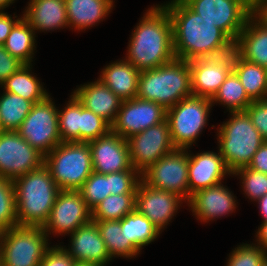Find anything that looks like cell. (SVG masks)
<instances>
[{"label":"cell","instance_id":"cell-20","mask_svg":"<svg viewBox=\"0 0 267 266\" xmlns=\"http://www.w3.org/2000/svg\"><path fill=\"white\" fill-rule=\"evenodd\" d=\"M234 197L220 182L194 192L187 202L196 217L207 222L212 218H219V216H225L229 212L232 213L236 208Z\"/></svg>","mask_w":267,"mask_h":266},{"label":"cell","instance_id":"cell-24","mask_svg":"<svg viewBox=\"0 0 267 266\" xmlns=\"http://www.w3.org/2000/svg\"><path fill=\"white\" fill-rule=\"evenodd\" d=\"M23 18L35 30H56L67 27L65 0H30Z\"/></svg>","mask_w":267,"mask_h":266},{"label":"cell","instance_id":"cell-28","mask_svg":"<svg viewBox=\"0 0 267 266\" xmlns=\"http://www.w3.org/2000/svg\"><path fill=\"white\" fill-rule=\"evenodd\" d=\"M32 65L25 64L17 72L7 78L1 87L9 93L19 95L23 99L38 103L50 96L40 81L30 73Z\"/></svg>","mask_w":267,"mask_h":266},{"label":"cell","instance_id":"cell-48","mask_svg":"<svg viewBox=\"0 0 267 266\" xmlns=\"http://www.w3.org/2000/svg\"><path fill=\"white\" fill-rule=\"evenodd\" d=\"M257 246H260L264 251L267 252V222H263L258 228L257 234Z\"/></svg>","mask_w":267,"mask_h":266},{"label":"cell","instance_id":"cell-9","mask_svg":"<svg viewBox=\"0 0 267 266\" xmlns=\"http://www.w3.org/2000/svg\"><path fill=\"white\" fill-rule=\"evenodd\" d=\"M204 23L223 30L234 42L253 15V0H183Z\"/></svg>","mask_w":267,"mask_h":266},{"label":"cell","instance_id":"cell-1","mask_svg":"<svg viewBox=\"0 0 267 266\" xmlns=\"http://www.w3.org/2000/svg\"><path fill=\"white\" fill-rule=\"evenodd\" d=\"M172 24L173 49L177 59L190 61L217 57L235 50V42L220 28L204 23L183 0L163 5Z\"/></svg>","mask_w":267,"mask_h":266},{"label":"cell","instance_id":"cell-36","mask_svg":"<svg viewBox=\"0 0 267 266\" xmlns=\"http://www.w3.org/2000/svg\"><path fill=\"white\" fill-rule=\"evenodd\" d=\"M18 226L13 180L0 176V232Z\"/></svg>","mask_w":267,"mask_h":266},{"label":"cell","instance_id":"cell-17","mask_svg":"<svg viewBox=\"0 0 267 266\" xmlns=\"http://www.w3.org/2000/svg\"><path fill=\"white\" fill-rule=\"evenodd\" d=\"M183 200L176 193L153 188L141 179L135 193V209L162 231Z\"/></svg>","mask_w":267,"mask_h":266},{"label":"cell","instance_id":"cell-47","mask_svg":"<svg viewBox=\"0 0 267 266\" xmlns=\"http://www.w3.org/2000/svg\"><path fill=\"white\" fill-rule=\"evenodd\" d=\"M253 15L267 27V0H253Z\"/></svg>","mask_w":267,"mask_h":266},{"label":"cell","instance_id":"cell-8","mask_svg":"<svg viewBox=\"0 0 267 266\" xmlns=\"http://www.w3.org/2000/svg\"><path fill=\"white\" fill-rule=\"evenodd\" d=\"M212 105L210 98L192 95L167 109L166 120L176 149H189L206 126Z\"/></svg>","mask_w":267,"mask_h":266},{"label":"cell","instance_id":"cell-41","mask_svg":"<svg viewBox=\"0 0 267 266\" xmlns=\"http://www.w3.org/2000/svg\"><path fill=\"white\" fill-rule=\"evenodd\" d=\"M139 174L137 170L110 173L111 194L136 193L138 184L141 181V175Z\"/></svg>","mask_w":267,"mask_h":266},{"label":"cell","instance_id":"cell-22","mask_svg":"<svg viewBox=\"0 0 267 266\" xmlns=\"http://www.w3.org/2000/svg\"><path fill=\"white\" fill-rule=\"evenodd\" d=\"M81 104L110 125L115 121L122 100L99 78L97 81L78 87L73 93Z\"/></svg>","mask_w":267,"mask_h":266},{"label":"cell","instance_id":"cell-21","mask_svg":"<svg viewBox=\"0 0 267 266\" xmlns=\"http://www.w3.org/2000/svg\"><path fill=\"white\" fill-rule=\"evenodd\" d=\"M226 174L232 173L227 169L220 152L207 151L193 156L189 154V198L198 190L220 183Z\"/></svg>","mask_w":267,"mask_h":266},{"label":"cell","instance_id":"cell-35","mask_svg":"<svg viewBox=\"0 0 267 266\" xmlns=\"http://www.w3.org/2000/svg\"><path fill=\"white\" fill-rule=\"evenodd\" d=\"M65 109L58 110L59 134L62 142H79L80 101L71 95Z\"/></svg>","mask_w":267,"mask_h":266},{"label":"cell","instance_id":"cell-39","mask_svg":"<svg viewBox=\"0 0 267 266\" xmlns=\"http://www.w3.org/2000/svg\"><path fill=\"white\" fill-rule=\"evenodd\" d=\"M239 175L245 194L256 201L267 194V174L252 170L245 166L235 170L232 175Z\"/></svg>","mask_w":267,"mask_h":266},{"label":"cell","instance_id":"cell-10","mask_svg":"<svg viewBox=\"0 0 267 266\" xmlns=\"http://www.w3.org/2000/svg\"><path fill=\"white\" fill-rule=\"evenodd\" d=\"M47 97L33 104L16 132L44 156L62 142L58 126V109Z\"/></svg>","mask_w":267,"mask_h":266},{"label":"cell","instance_id":"cell-5","mask_svg":"<svg viewBox=\"0 0 267 266\" xmlns=\"http://www.w3.org/2000/svg\"><path fill=\"white\" fill-rule=\"evenodd\" d=\"M230 113L232 117L220 126L217 133L220 155L227 169L233 173L248 166L255 152L266 140L245 111Z\"/></svg>","mask_w":267,"mask_h":266},{"label":"cell","instance_id":"cell-29","mask_svg":"<svg viewBox=\"0 0 267 266\" xmlns=\"http://www.w3.org/2000/svg\"><path fill=\"white\" fill-rule=\"evenodd\" d=\"M121 233L140 252L154 241L161 231L143 214L134 209L121 219Z\"/></svg>","mask_w":267,"mask_h":266},{"label":"cell","instance_id":"cell-46","mask_svg":"<svg viewBox=\"0 0 267 266\" xmlns=\"http://www.w3.org/2000/svg\"><path fill=\"white\" fill-rule=\"evenodd\" d=\"M12 19L11 15L4 13L3 11L0 12V45H3L10 34L14 25L20 20Z\"/></svg>","mask_w":267,"mask_h":266},{"label":"cell","instance_id":"cell-16","mask_svg":"<svg viewBox=\"0 0 267 266\" xmlns=\"http://www.w3.org/2000/svg\"><path fill=\"white\" fill-rule=\"evenodd\" d=\"M188 62L192 94L211 99L233 70L234 51L226 55L198 58Z\"/></svg>","mask_w":267,"mask_h":266},{"label":"cell","instance_id":"cell-44","mask_svg":"<svg viewBox=\"0 0 267 266\" xmlns=\"http://www.w3.org/2000/svg\"><path fill=\"white\" fill-rule=\"evenodd\" d=\"M23 65L18 58L10 55L3 45H0V85Z\"/></svg>","mask_w":267,"mask_h":266},{"label":"cell","instance_id":"cell-11","mask_svg":"<svg viewBox=\"0 0 267 266\" xmlns=\"http://www.w3.org/2000/svg\"><path fill=\"white\" fill-rule=\"evenodd\" d=\"M188 166L189 153L186 149H175L144 171L141 179L153 188L176 193L188 201Z\"/></svg>","mask_w":267,"mask_h":266},{"label":"cell","instance_id":"cell-6","mask_svg":"<svg viewBox=\"0 0 267 266\" xmlns=\"http://www.w3.org/2000/svg\"><path fill=\"white\" fill-rule=\"evenodd\" d=\"M44 164L60 190H79L93 172L88 142H61L45 156Z\"/></svg>","mask_w":267,"mask_h":266},{"label":"cell","instance_id":"cell-43","mask_svg":"<svg viewBox=\"0 0 267 266\" xmlns=\"http://www.w3.org/2000/svg\"><path fill=\"white\" fill-rule=\"evenodd\" d=\"M76 261L63 246H49L39 266H75Z\"/></svg>","mask_w":267,"mask_h":266},{"label":"cell","instance_id":"cell-19","mask_svg":"<svg viewBox=\"0 0 267 266\" xmlns=\"http://www.w3.org/2000/svg\"><path fill=\"white\" fill-rule=\"evenodd\" d=\"M71 249H65L76 262L106 266L110 255L94 221L80 226L71 234Z\"/></svg>","mask_w":267,"mask_h":266},{"label":"cell","instance_id":"cell-45","mask_svg":"<svg viewBox=\"0 0 267 266\" xmlns=\"http://www.w3.org/2000/svg\"><path fill=\"white\" fill-rule=\"evenodd\" d=\"M252 170L267 174V140L260 146L247 166Z\"/></svg>","mask_w":267,"mask_h":266},{"label":"cell","instance_id":"cell-49","mask_svg":"<svg viewBox=\"0 0 267 266\" xmlns=\"http://www.w3.org/2000/svg\"><path fill=\"white\" fill-rule=\"evenodd\" d=\"M259 204V208L261 211V215L264 218V221L262 222H267V194H265L263 197L257 200Z\"/></svg>","mask_w":267,"mask_h":266},{"label":"cell","instance_id":"cell-32","mask_svg":"<svg viewBox=\"0 0 267 266\" xmlns=\"http://www.w3.org/2000/svg\"><path fill=\"white\" fill-rule=\"evenodd\" d=\"M33 103L5 91L0 97L1 131H16L30 113Z\"/></svg>","mask_w":267,"mask_h":266},{"label":"cell","instance_id":"cell-12","mask_svg":"<svg viewBox=\"0 0 267 266\" xmlns=\"http://www.w3.org/2000/svg\"><path fill=\"white\" fill-rule=\"evenodd\" d=\"M45 156L16 131H0V176L14 180L44 164Z\"/></svg>","mask_w":267,"mask_h":266},{"label":"cell","instance_id":"cell-52","mask_svg":"<svg viewBox=\"0 0 267 266\" xmlns=\"http://www.w3.org/2000/svg\"><path fill=\"white\" fill-rule=\"evenodd\" d=\"M262 266H267V259H266L265 262L262 264Z\"/></svg>","mask_w":267,"mask_h":266},{"label":"cell","instance_id":"cell-4","mask_svg":"<svg viewBox=\"0 0 267 266\" xmlns=\"http://www.w3.org/2000/svg\"><path fill=\"white\" fill-rule=\"evenodd\" d=\"M189 62L175 58L155 69L140 71L137 97L155 102L166 110L192 96Z\"/></svg>","mask_w":267,"mask_h":266},{"label":"cell","instance_id":"cell-30","mask_svg":"<svg viewBox=\"0 0 267 266\" xmlns=\"http://www.w3.org/2000/svg\"><path fill=\"white\" fill-rule=\"evenodd\" d=\"M10 55L18 58L24 64H32L35 46V31L22 17L12 28L3 44Z\"/></svg>","mask_w":267,"mask_h":266},{"label":"cell","instance_id":"cell-13","mask_svg":"<svg viewBox=\"0 0 267 266\" xmlns=\"http://www.w3.org/2000/svg\"><path fill=\"white\" fill-rule=\"evenodd\" d=\"M127 142L132 167L140 175L164 155L176 149L167 120L131 136Z\"/></svg>","mask_w":267,"mask_h":266},{"label":"cell","instance_id":"cell-33","mask_svg":"<svg viewBox=\"0 0 267 266\" xmlns=\"http://www.w3.org/2000/svg\"><path fill=\"white\" fill-rule=\"evenodd\" d=\"M210 100L212 104L214 102L224 104L230 112L245 111L253 102L233 70Z\"/></svg>","mask_w":267,"mask_h":266},{"label":"cell","instance_id":"cell-3","mask_svg":"<svg viewBox=\"0 0 267 266\" xmlns=\"http://www.w3.org/2000/svg\"><path fill=\"white\" fill-rule=\"evenodd\" d=\"M13 183L18 226L43 227L60 192L49 168L43 164Z\"/></svg>","mask_w":267,"mask_h":266},{"label":"cell","instance_id":"cell-7","mask_svg":"<svg viewBox=\"0 0 267 266\" xmlns=\"http://www.w3.org/2000/svg\"><path fill=\"white\" fill-rule=\"evenodd\" d=\"M43 227L16 226L0 232L3 266H39L48 250Z\"/></svg>","mask_w":267,"mask_h":266},{"label":"cell","instance_id":"cell-14","mask_svg":"<svg viewBox=\"0 0 267 266\" xmlns=\"http://www.w3.org/2000/svg\"><path fill=\"white\" fill-rule=\"evenodd\" d=\"M167 110L152 101L139 97L125 100L117 112L111 131L127 140L151 126L166 121Z\"/></svg>","mask_w":267,"mask_h":266},{"label":"cell","instance_id":"cell-51","mask_svg":"<svg viewBox=\"0 0 267 266\" xmlns=\"http://www.w3.org/2000/svg\"><path fill=\"white\" fill-rule=\"evenodd\" d=\"M75 266H100V265L84 263V262H76Z\"/></svg>","mask_w":267,"mask_h":266},{"label":"cell","instance_id":"cell-26","mask_svg":"<svg viewBox=\"0 0 267 266\" xmlns=\"http://www.w3.org/2000/svg\"><path fill=\"white\" fill-rule=\"evenodd\" d=\"M69 27L87 29L101 21L113 8V0H65Z\"/></svg>","mask_w":267,"mask_h":266},{"label":"cell","instance_id":"cell-53","mask_svg":"<svg viewBox=\"0 0 267 266\" xmlns=\"http://www.w3.org/2000/svg\"><path fill=\"white\" fill-rule=\"evenodd\" d=\"M0 266H3V265H2V260H1V256H0Z\"/></svg>","mask_w":267,"mask_h":266},{"label":"cell","instance_id":"cell-23","mask_svg":"<svg viewBox=\"0 0 267 266\" xmlns=\"http://www.w3.org/2000/svg\"><path fill=\"white\" fill-rule=\"evenodd\" d=\"M235 51L243 59L267 69V27L254 15L239 34Z\"/></svg>","mask_w":267,"mask_h":266},{"label":"cell","instance_id":"cell-50","mask_svg":"<svg viewBox=\"0 0 267 266\" xmlns=\"http://www.w3.org/2000/svg\"><path fill=\"white\" fill-rule=\"evenodd\" d=\"M15 0H0V12L4 10V8L8 7L12 4Z\"/></svg>","mask_w":267,"mask_h":266},{"label":"cell","instance_id":"cell-37","mask_svg":"<svg viewBox=\"0 0 267 266\" xmlns=\"http://www.w3.org/2000/svg\"><path fill=\"white\" fill-rule=\"evenodd\" d=\"M87 207L92 210L97 204L102 202L110 191V173L101 174L93 171L79 189Z\"/></svg>","mask_w":267,"mask_h":266},{"label":"cell","instance_id":"cell-2","mask_svg":"<svg viewBox=\"0 0 267 266\" xmlns=\"http://www.w3.org/2000/svg\"><path fill=\"white\" fill-rule=\"evenodd\" d=\"M127 58L137 70L155 69L174 60L172 24L167 9L151 7L132 33Z\"/></svg>","mask_w":267,"mask_h":266},{"label":"cell","instance_id":"cell-38","mask_svg":"<svg viewBox=\"0 0 267 266\" xmlns=\"http://www.w3.org/2000/svg\"><path fill=\"white\" fill-rule=\"evenodd\" d=\"M111 131V125L80 102L79 142H89Z\"/></svg>","mask_w":267,"mask_h":266},{"label":"cell","instance_id":"cell-18","mask_svg":"<svg viewBox=\"0 0 267 266\" xmlns=\"http://www.w3.org/2000/svg\"><path fill=\"white\" fill-rule=\"evenodd\" d=\"M93 171L101 174L135 170L130 161L127 140L110 131L88 142Z\"/></svg>","mask_w":267,"mask_h":266},{"label":"cell","instance_id":"cell-40","mask_svg":"<svg viewBox=\"0 0 267 266\" xmlns=\"http://www.w3.org/2000/svg\"><path fill=\"white\" fill-rule=\"evenodd\" d=\"M267 252L255 244H242L233 250L227 266H262Z\"/></svg>","mask_w":267,"mask_h":266},{"label":"cell","instance_id":"cell-15","mask_svg":"<svg viewBox=\"0 0 267 266\" xmlns=\"http://www.w3.org/2000/svg\"><path fill=\"white\" fill-rule=\"evenodd\" d=\"M90 221L91 210L87 207L80 191L60 190L43 230L47 235L48 232L51 234V231L60 235L72 234Z\"/></svg>","mask_w":267,"mask_h":266},{"label":"cell","instance_id":"cell-31","mask_svg":"<svg viewBox=\"0 0 267 266\" xmlns=\"http://www.w3.org/2000/svg\"><path fill=\"white\" fill-rule=\"evenodd\" d=\"M94 222L100 231L111 259L116 256L132 258L139 254V251L131 242L126 240L124 233H121V220Z\"/></svg>","mask_w":267,"mask_h":266},{"label":"cell","instance_id":"cell-25","mask_svg":"<svg viewBox=\"0 0 267 266\" xmlns=\"http://www.w3.org/2000/svg\"><path fill=\"white\" fill-rule=\"evenodd\" d=\"M140 71L126 59L106 66L100 80L122 101L137 97Z\"/></svg>","mask_w":267,"mask_h":266},{"label":"cell","instance_id":"cell-42","mask_svg":"<svg viewBox=\"0 0 267 266\" xmlns=\"http://www.w3.org/2000/svg\"><path fill=\"white\" fill-rule=\"evenodd\" d=\"M254 127L267 140V99L254 100L245 110Z\"/></svg>","mask_w":267,"mask_h":266},{"label":"cell","instance_id":"cell-27","mask_svg":"<svg viewBox=\"0 0 267 266\" xmlns=\"http://www.w3.org/2000/svg\"><path fill=\"white\" fill-rule=\"evenodd\" d=\"M233 71L245 88L247 95L254 100L267 99V69L243 59L234 50Z\"/></svg>","mask_w":267,"mask_h":266},{"label":"cell","instance_id":"cell-34","mask_svg":"<svg viewBox=\"0 0 267 266\" xmlns=\"http://www.w3.org/2000/svg\"><path fill=\"white\" fill-rule=\"evenodd\" d=\"M134 209L135 193L111 194L91 210V220H121Z\"/></svg>","mask_w":267,"mask_h":266}]
</instances>
